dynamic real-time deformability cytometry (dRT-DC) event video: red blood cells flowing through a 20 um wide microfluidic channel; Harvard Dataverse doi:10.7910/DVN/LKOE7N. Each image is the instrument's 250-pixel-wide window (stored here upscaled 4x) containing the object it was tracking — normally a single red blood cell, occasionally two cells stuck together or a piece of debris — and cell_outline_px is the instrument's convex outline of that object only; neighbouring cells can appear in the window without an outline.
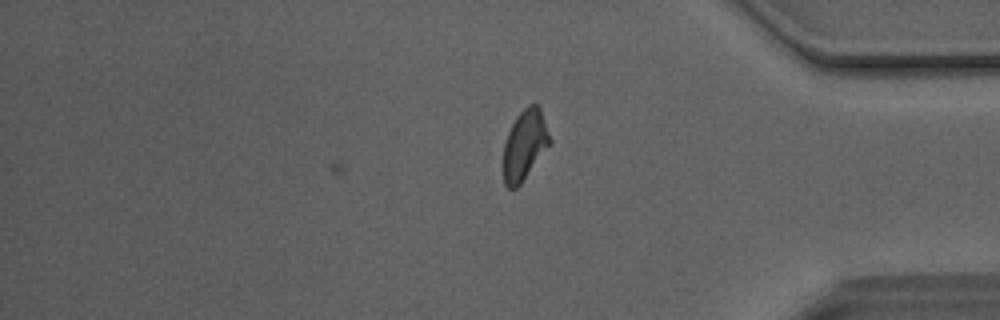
{"species": "Egyptian fruit bat (a non-hibernating species)", "species_latin": "Rousettus aegyptiacus", "temperature_condition": "room temperature", "stored_images_in_passage": 26, "camera_frame_rate_fps": 3000, "um_per_image_px": 0.085, "animal": {"sex": "male"}, "frame": {"image": 1, "passage_image": 26, "time_ms": 8.333, "image_size_px": [1000, 320], "cell_outline_px": [[552, 140], [520, 184], [516, 188], [508, 188], [504, 184], [504, 144], [508, 132], [516, 116], [528, 104], [536, 104], [540, 108]], "centroid_in_image_um": [44.59, 12.29], "position_along_channel_um": 390.6, "area_um2": 18.55}, "authors_computed_cell_mechanics": {"area_um2": 19.1896, "velocity_mm_per_s": 4.1054, "shape_relaxation_time_tau1_ms": 4.9442, "shape_relaxation_time_tau2_ms": 2.1541, "deformation_change_tau1": 0.1459, "deformation_change_tau2": 0.0933}}